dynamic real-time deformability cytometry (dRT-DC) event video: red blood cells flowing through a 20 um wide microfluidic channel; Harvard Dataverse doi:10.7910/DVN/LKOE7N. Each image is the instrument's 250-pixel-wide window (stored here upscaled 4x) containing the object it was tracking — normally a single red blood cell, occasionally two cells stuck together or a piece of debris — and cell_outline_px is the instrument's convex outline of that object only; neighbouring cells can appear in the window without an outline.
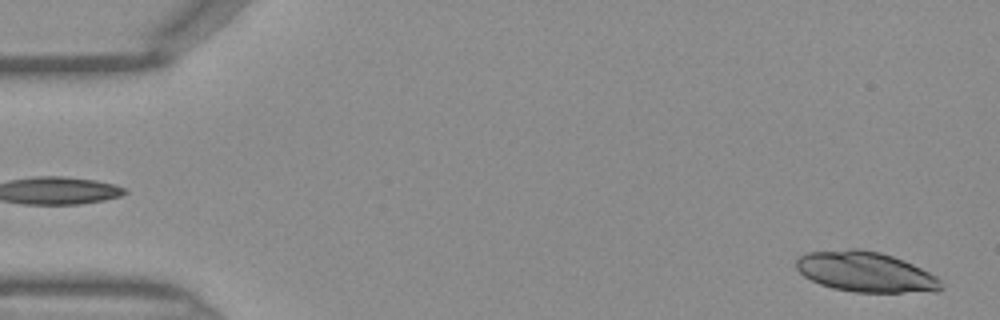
{"species": "Egyptian fruit bat (a non-hibernating species)", "species_latin": "Rousettus aegyptiacus", "temperature_condition": "warm", "stored_images_in_passage": 45, "camera_frame_rate_fps": 3000, "um_per_image_px": 0.085, "frame": {"image": 1, "passage_image": 1, "time_ms": 0.0, "image_size_px": [1000, 320], "cell_outline_px": [[944, 288], [936, 292], [856, 292], [832, 288], [820, 284], [804, 276], [796, 268], [796, 260], [800, 256], [808, 252], [848, 248], [860, 248], [880, 252], [892, 256], [912, 264], [936, 276], [940, 280]], "centroid_in_image_um": [73.57, 23.11], "position_along_channel_um": 11.4, "area_um2": 34.04}}